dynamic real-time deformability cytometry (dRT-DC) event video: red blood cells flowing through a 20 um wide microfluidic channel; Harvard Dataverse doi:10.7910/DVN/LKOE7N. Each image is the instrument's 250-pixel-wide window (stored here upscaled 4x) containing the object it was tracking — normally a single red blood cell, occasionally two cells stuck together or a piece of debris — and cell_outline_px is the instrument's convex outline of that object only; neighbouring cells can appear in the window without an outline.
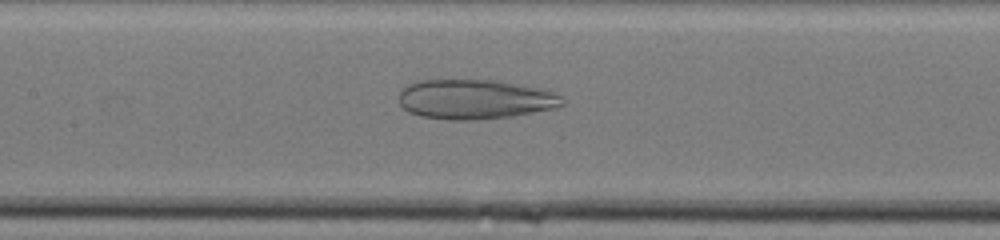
{"species": "human", "species_latin": "Homo sapiens", "temperature_condition": "cold", "stored_images_in_passage": 40, "camera_frame_rate_fps": 3000, "um_per_image_px": 0.085, "donor": {"sex": "male"}, "frame": {"image": 1, "passage_image": 13, "time_ms": 4.0, "image_size_px": [1000, 240], "cell_outline_px": [[564, 104], [552, 108], [512, 116], [476, 120], [448, 120], [420, 116], [408, 112], [400, 104], [400, 92], [408, 84], [420, 80], [496, 80], [548, 88], [556, 92], [564, 100]], "centroid_in_image_um": [40.41, 8.43], "position_along_channel_um": 167.0, "area_um2": 38.09}}